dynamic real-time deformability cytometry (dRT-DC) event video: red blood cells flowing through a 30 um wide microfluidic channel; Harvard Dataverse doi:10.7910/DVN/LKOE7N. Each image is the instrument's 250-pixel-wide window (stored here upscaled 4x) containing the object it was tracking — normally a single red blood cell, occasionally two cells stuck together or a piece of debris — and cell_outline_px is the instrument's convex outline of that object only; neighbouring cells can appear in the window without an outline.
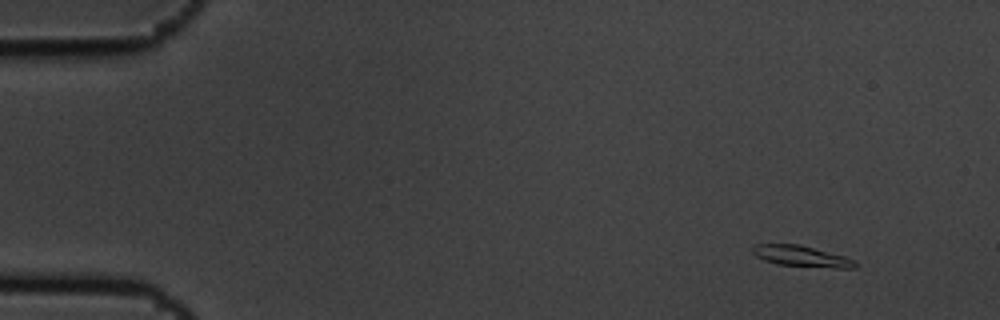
{"species": "common noctule bat (a hibernating species)", "species_latin": "Nyctalus noctula", "temperature_condition": "cold", "stored_images_in_passage": 5, "camera_frame_rate_fps": 3000, "um_per_image_px": 0.085, "animal": {"sex": "male", "body_mass_g": 19.5, "forearm_length_mm": 54.6}, "frame": {"image": 1, "passage_image": 1, "time_ms": 0.0, "image_size_px": [1000, 320], "cell_outline_px": [[856, 268], [836, 268], [776, 264], [764, 260], [756, 256], [752, 252], [752, 248], [756, 244], [800, 244], [844, 256], [856, 260]], "centroid_in_image_um": [68.13, 21.77], "position_along_channel_um": 16.9, "area_um2": 12.48}}
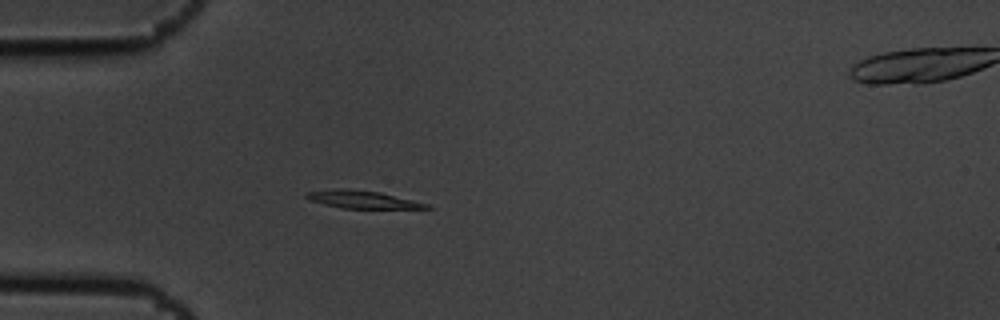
{"frame": {"image": 2, "passage_image": 4, "time_ms": 1.0, "image_size_px": [1000, 320], "cell_outline_px": [[432, 208], [344, 208], [324, 204], [312, 200], [304, 196], [304, 192], [340, 188], [348, 188], [380, 192], [428, 204]], "centroid_in_image_um": [30.75, 16.94], "position_along_channel_um": 54.2, "area_um2": 12.14}}